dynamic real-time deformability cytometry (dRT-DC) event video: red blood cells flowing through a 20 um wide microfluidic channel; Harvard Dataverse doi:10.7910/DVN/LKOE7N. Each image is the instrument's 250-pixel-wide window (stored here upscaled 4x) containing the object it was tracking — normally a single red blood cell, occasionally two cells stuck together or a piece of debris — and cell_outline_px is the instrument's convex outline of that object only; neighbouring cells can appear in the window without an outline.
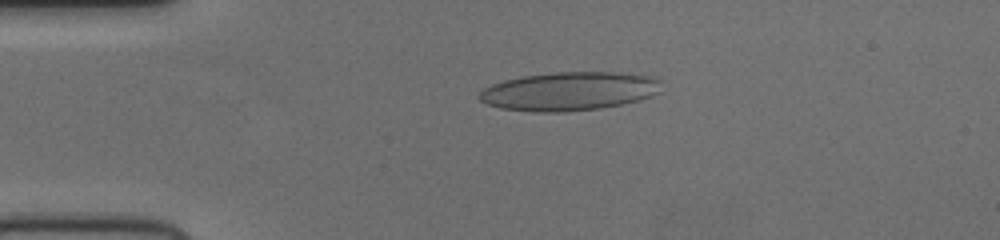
{"species": "human", "species_latin": "Homo sapiens", "temperature_condition": "cold", "stored_images_in_passage": 48, "camera_frame_rate_fps": 3000, "um_per_image_px": 0.085, "donor": {"sex": "female"}, "frame": {"image": 1, "passage_image": 7, "time_ms": 2.0, "image_size_px": [1000, 240], "cell_outline_px": [[656, 92], [648, 96], [636, 100], [620, 104], [600, 108], [564, 112], [536, 112], [500, 108], [488, 104], [480, 100], [476, 96], [484, 88], [492, 84], [504, 80], [524, 76], [556, 72], [612, 72], [644, 76], [656, 80]], "centroid_in_image_um": [48.22, 7.77], "position_along_channel_um": 36.8, "area_um2": 40.06}}
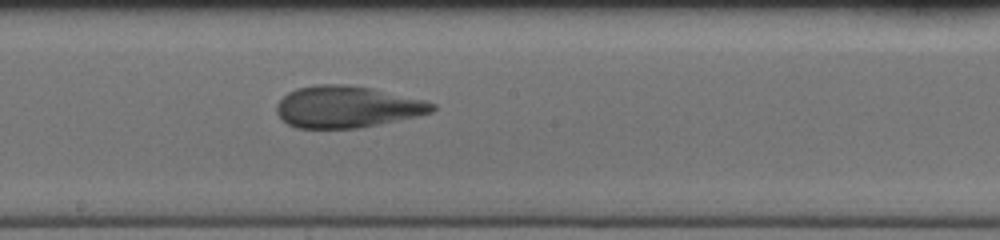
{"frame": {"image": 2, "passage_image": 24, "time_ms": 7.667, "image_size_px": [1000, 240], "cell_outline_px": [[436, 108], [432, 112], [416, 116], [356, 128], [296, 128], [288, 124], [276, 112], [276, 104], [288, 92], [296, 88], [312, 84], [348, 84], [372, 88], [424, 100], [436, 104]], "centroid_in_image_um": [29.46, 9.06], "position_along_channel_um": 218.7, "area_um2": 37.69}}
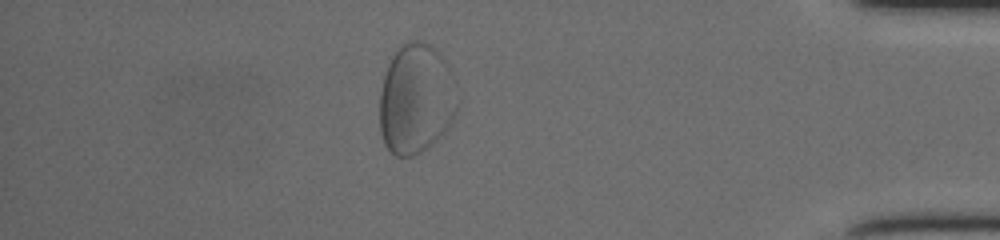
{"frame": {"image": 3, "passage_image": 41, "time_ms": 13.333, "image_size_px": [1000, 240], "cell_outline_px": [[460, 100], [452, 120], [448, 128], [428, 148], [412, 156], [396, 156], [384, 144], [380, 132], [380, 92], [384, 76], [388, 64], [396, 48], [400, 44], [408, 40], [420, 40], [436, 48], [440, 52], [448, 64], [456, 80]], "centroid_in_image_um": [35.4, 8.37], "position_along_channel_um": 399.8, "area_um2": 50.92}}